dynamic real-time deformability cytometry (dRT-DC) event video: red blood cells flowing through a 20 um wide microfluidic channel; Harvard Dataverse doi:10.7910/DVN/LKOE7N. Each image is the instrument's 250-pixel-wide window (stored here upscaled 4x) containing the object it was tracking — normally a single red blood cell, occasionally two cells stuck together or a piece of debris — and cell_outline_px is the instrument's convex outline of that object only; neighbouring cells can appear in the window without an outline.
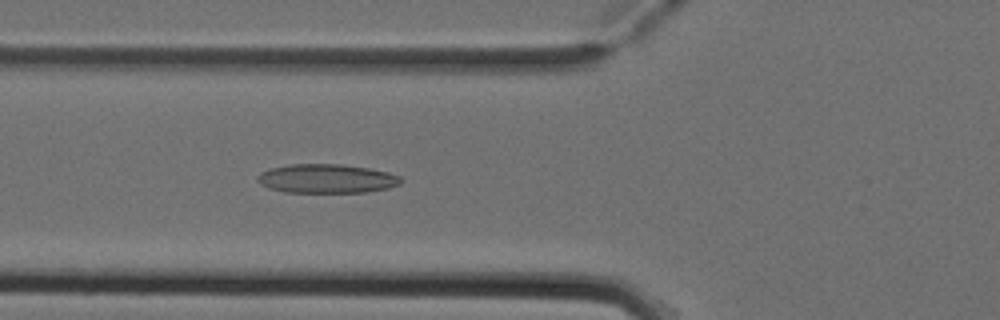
{"species": "Egyptian fruit bat (a non-hibernating species)", "species_latin": "Rousettus aegyptiacus", "temperature_condition": "cold", "stored_images_in_passage": 13, "camera_frame_rate_fps": 3000, "um_per_image_px": 0.085, "animal": {"sex": "female"}, "frame": {"image": 1, "passage_image": 12, "time_ms": 3.667, "image_size_px": [1000, 320], "cell_outline_px": [[404, 180], [400, 184], [388, 188], [364, 192], [284, 192], [268, 188], [260, 184], [256, 180], [256, 176], [260, 172], [272, 168], [292, 164], [340, 164], [368, 168], [388, 172], [400, 176]], "centroid_in_image_um": [27.75, 15.18], "position_along_channel_um": 98.0, "area_um2": 24.28}}